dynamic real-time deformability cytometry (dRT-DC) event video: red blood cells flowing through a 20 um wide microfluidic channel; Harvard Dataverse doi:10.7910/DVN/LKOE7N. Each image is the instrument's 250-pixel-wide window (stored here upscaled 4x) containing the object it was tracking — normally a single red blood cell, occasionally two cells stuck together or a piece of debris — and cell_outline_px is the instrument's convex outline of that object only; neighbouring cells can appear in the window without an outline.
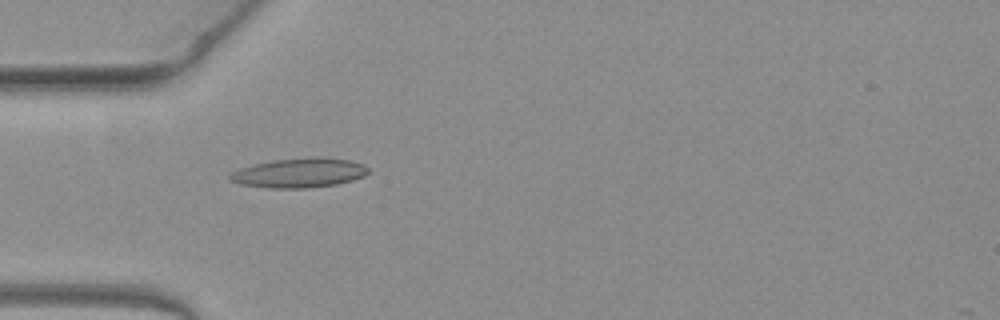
{"species": "common noctule bat (a hibernating species)", "species_latin": "Nyctalus noctula", "temperature_condition": "warm", "stored_images_in_passage": 51, "camera_frame_rate_fps": 3000, "um_per_image_px": 0.085, "animal": {"sex": "female", "body_mass_g": 19.3, "forearm_length_mm": 54.1}, "frame": {"image": 1, "passage_image": 16, "time_ms": 5.0, "image_size_px": [1000, 320], "cell_outline_px": [[368, 172], [364, 176], [352, 180], [336, 184], [308, 188], [268, 188], [240, 184], [228, 180], [228, 176], [232, 172], [240, 168], [252, 164], [272, 160], [348, 160], [364, 164], [368, 168]], "centroid_in_image_um": [25.35, 14.75], "position_along_channel_um": 59.6, "area_um2": 22.83}}
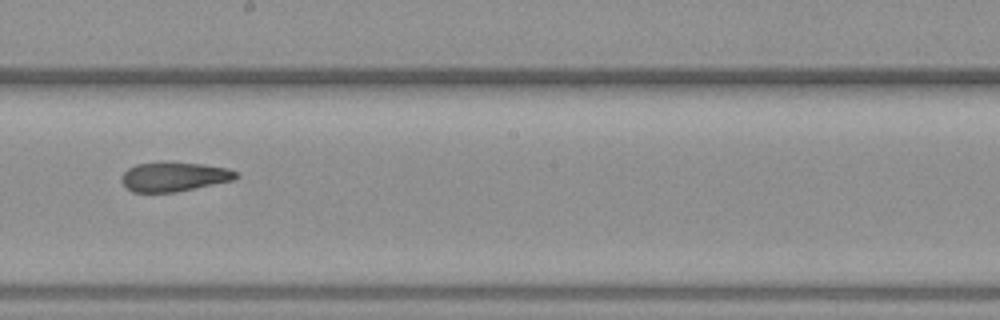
{"frame": {"image": 2, "passage_image": 29, "time_ms": 9.333, "image_size_px": [1000, 320], "cell_outline_px": [[240, 176], [232, 180], [172, 192], [132, 192], [120, 180], [120, 176], [128, 168], [136, 164], [164, 160], [200, 164], [228, 168], [236, 172]], "centroid_in_image_um": [14.74, 14.98], "position_along_channel_um": 233.5, "area_um2": 19.65}}
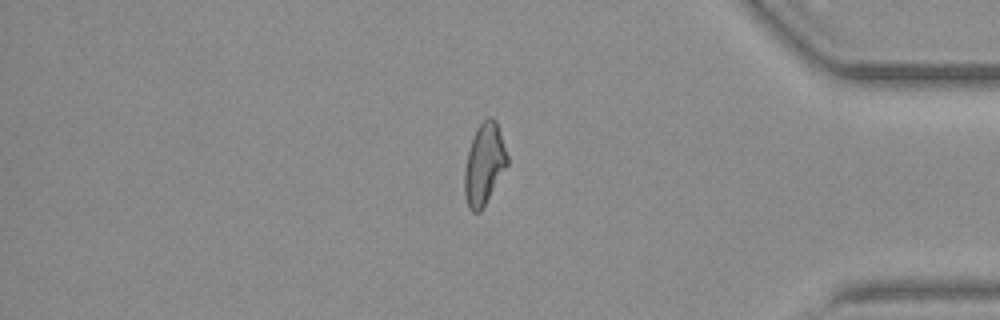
{"frame": {"image": 3, "passage_image": 43, "time_ms": 14.0, "image_size_px": [1000, 320], "cell_outline_px": [[508, 164], [480, 212], [472, 212], [468, 208], [464, 192], [464, 172], [468, 152], [476, 128], [488, 116], [492, 116], [496, 120], [508, 156]], "centroid_in_image_um": [41.15, 13.94], "position_along_channel_um": 394.0, "area_um2": 20.06}, "authors_computed_cell_mechanics": {"area_um2": 20.8658, "velocity_mm_per_s": 4.069, "shape_relaxation_time_tau1_ms": null, "shape_relaxation_time_tau2_ms": 3.0431, "deformation_change_tau1": null, "deformation_change_tau2": 0.1233}}